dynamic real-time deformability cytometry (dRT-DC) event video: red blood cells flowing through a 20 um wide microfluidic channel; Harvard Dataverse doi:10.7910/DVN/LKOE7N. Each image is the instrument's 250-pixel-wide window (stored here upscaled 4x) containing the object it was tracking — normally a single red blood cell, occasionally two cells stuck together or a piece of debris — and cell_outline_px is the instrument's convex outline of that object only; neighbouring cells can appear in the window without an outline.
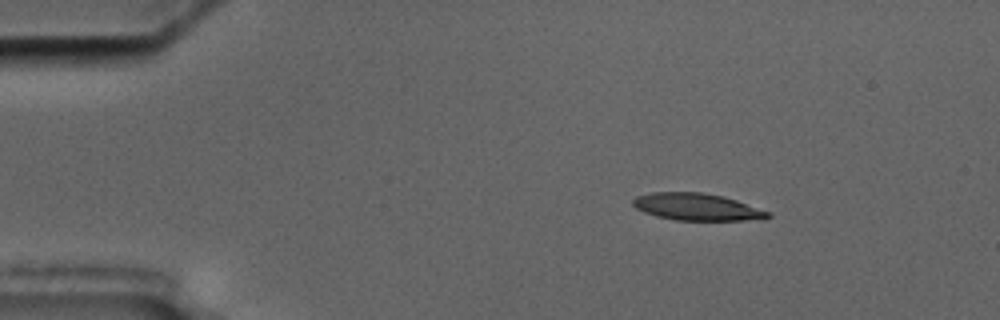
{"species": "common noctule bat (a hibernating species)", "species_latin": "Nyctalus noctula", "temperature_condition": "cold", "stored_images_in_passage": 7, "camera_frame_rate_fps": 3000, "um_per_image_px": 0.085, "animal": {"sex": "male", "body_mass_g": 17.5, "forearm_length_mm": 52.3}, "frame": {"image": 1, "passage_image": 2, "time_ms": 1.333, "image_size_px": [1000, 320], "cell_outline_px": [[772, 216], [764, 220], [676, 220], [656, 216], [644, 212], [636, 208], [632, 204], [632, 200], [636, 196], [652, 192], [700, 192], [724, 196], [772, 212]], "centroid_in_image_um": [59.28, 17.59], "position_along_channel_um": 25.7, "area_um2": 21.5}}
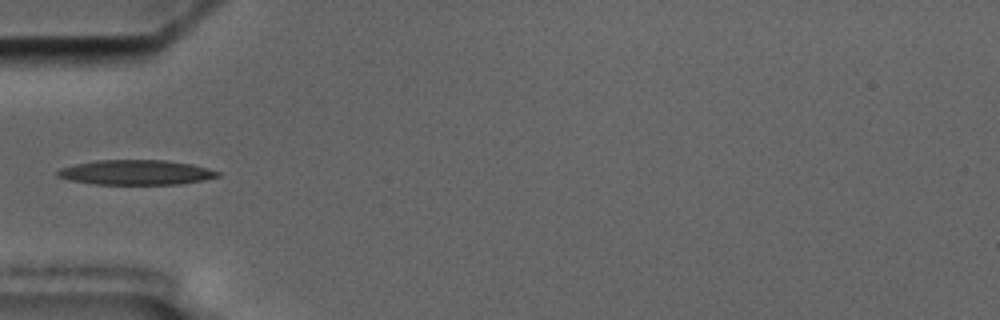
{"frame": {"image": 2, "passage_image": 5, "time_ms": 4.667, "image_size_px": [1000, 320], "cell_outline_px": [[220, 176], [204, 180], [180, 184], [96, 184], [68, 180], [56, 176], [56, 172], [60, 168], [76, 164], [96, 160], [164, 160], [192, 164], [208, 168], [220, 172]], "centroid_in_image_um": [11.56, 14.65], "position_along_channel_um": 73.4, "area_um2": 23.24}}